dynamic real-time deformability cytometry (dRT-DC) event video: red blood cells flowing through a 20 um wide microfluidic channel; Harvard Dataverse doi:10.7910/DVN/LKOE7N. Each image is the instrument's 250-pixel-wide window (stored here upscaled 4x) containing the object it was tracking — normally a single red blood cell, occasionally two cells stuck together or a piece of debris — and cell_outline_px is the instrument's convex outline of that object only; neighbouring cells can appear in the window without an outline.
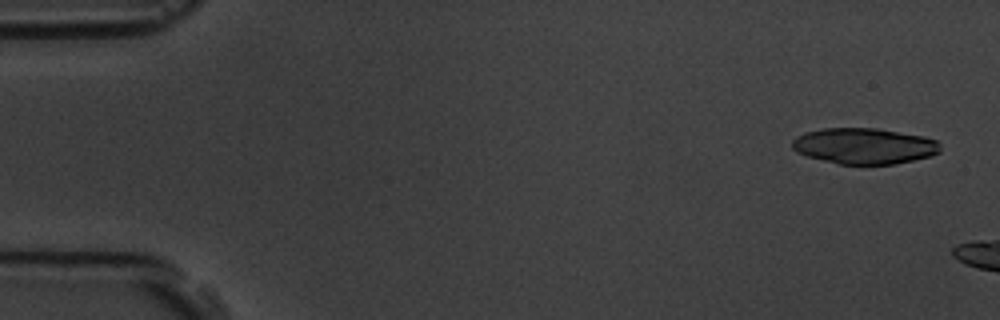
{"species": "common noctule bat (a hibernating species)", "species_latin": "Nyctalus noctula", "temperature_condition": "room temperature", "stored_images_in_passage": 3, "camera_frame_rate_fps": 3000, "um_per_image_px": 0.085, "animal": {"sex": "male", "body_mass_g": 19.5, "forearm_length_mm": 54.6}, "frame": {"image": 1, "passage_image": 1, "time_ms": 0.0, "image_size_px": [1000, 320], "cell_outline_px": [[940, 152], [932, 156], [896, 164], [840, 164], [808, 156], [796, 152], [792, 148], [792, 140], [796, 136], [804, 132], [824, 128], [876, 128], [924, 136], [936, 140], [940, 144]], "centroid_in_image_um": [73.47, 12.4], "position_along_channel_um": 11.5, "area_um2": 31.1}}